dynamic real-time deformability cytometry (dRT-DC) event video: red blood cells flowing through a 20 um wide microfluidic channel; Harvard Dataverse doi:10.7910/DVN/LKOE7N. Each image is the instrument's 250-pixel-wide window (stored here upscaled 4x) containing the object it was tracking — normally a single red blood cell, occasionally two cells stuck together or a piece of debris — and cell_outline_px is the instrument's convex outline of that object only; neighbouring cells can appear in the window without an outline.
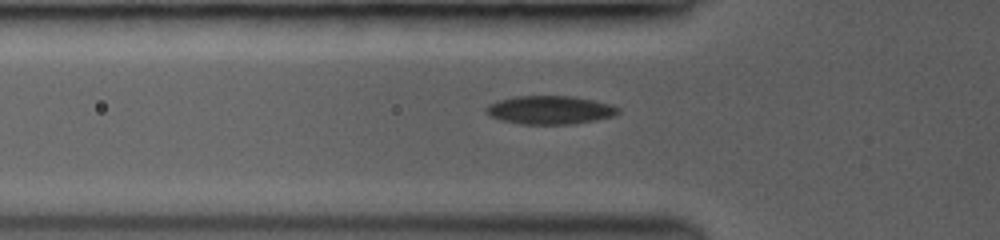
{"species": "common noctule bat (a hibernating species)", "species_latin": "Nyctalus noctula", "temperature_condition": "room temperature", "stored_images_in_passage": 23, "camera_frame_rate_fps": 3500, "um_per_image_px": 0.085, "animal": {"sex": "female", "body_mass_g": 19.0, "forearm_length_mm": 53.3}, "frame": {"image": 1, "passage_image": 3, "time_ms": 0.571, "image_size_px": [1000, 240], "cell_outline_px": [[620, 112], [612, 116], [596, 120], [572, 124], [520, 124], [500, 120], [484, 112], [488, 104], [500, 100], [516, 96], [568, 96], [592, 100], [608, 104], [620, 108]], "centroid_in_image_um": [46.72, 9.35], "position_along_channel_um": 79.1, "area_um2": 21.68}}
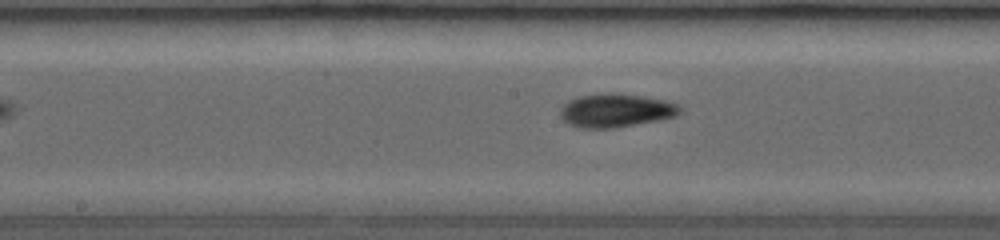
{"frame": {"image": 2, "passage_image": 13, "time_ms": 3.429, "image_size_px": [1000, 240], "cell_outline_px": [[680, 112], [676, 116], [656, 120], [612, 128], [576, 128], [568, 124], [560, 116], [560, 112], [572, 100], [584, 96], [636, 96], [660, 100], [676, 104], [680, 108]], "centroid_in_image_um": [52.34, 9.46], "position_along_channel_um": 195.9, "area_um2": 21.68}}
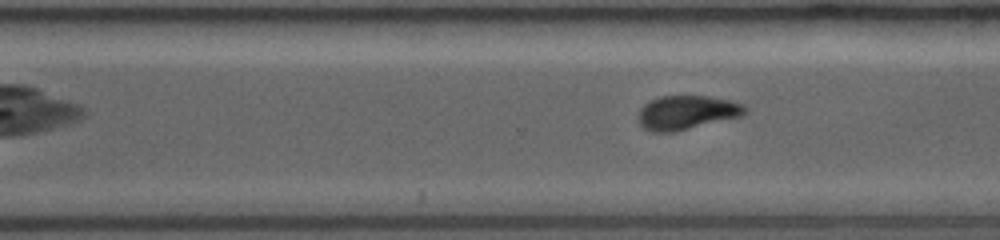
{"frame": {"image": 3, "passage_image": 23, "time_ms": 6.286, "image_size_px": [1000, 240], "cell_outline_px": [[748, 108], [740, 116], [672, 132], [652, 132], [644, 128], [640, 124], [640, 108], [644, 104], [660, 96], [708, 96], [728, 100], [740, 104]], "centroid_in_image_um": [58.34, 9.56], "position_along_channel_um": 312.3, "area_um2": 20.58}}